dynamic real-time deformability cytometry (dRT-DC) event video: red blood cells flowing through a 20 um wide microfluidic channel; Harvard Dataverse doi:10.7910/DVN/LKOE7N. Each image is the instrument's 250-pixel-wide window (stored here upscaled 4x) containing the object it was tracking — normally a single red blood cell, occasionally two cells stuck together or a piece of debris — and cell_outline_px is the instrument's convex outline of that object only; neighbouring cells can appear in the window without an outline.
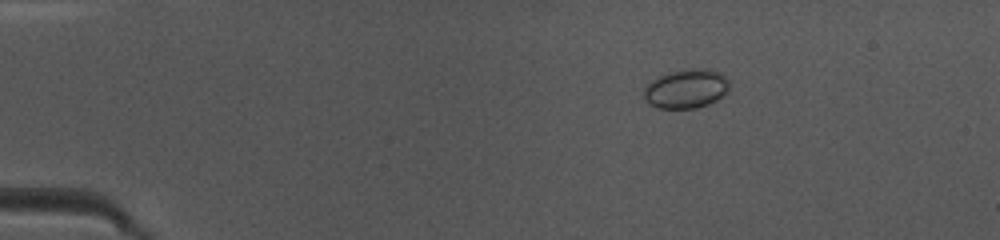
{"species": "common noctule bat (a hibernating species)", "species_latin": "Nyctalus noctula", "temperature_condition": "warm", "stored_images_in_passage": 49, "camera_frame_rate_fps": 3000, "um_per_image_px": 0.085, "animal": {"sex": "female", "body_mass_g": 10.0, "forearm_length_mm": 53.1}, "frame": {"image": 1, "passage_image": 9, "time_ms": 2.667, "image_size_px": [1000, 240], "cell_outline_px": [[728, 92], [716, 100], [708, 104], [696, 108], [660, 108], [648, 104], [644, 96], [644, 88], [652, 80], [660, 76], [672, 72], [688, 68], [704, 68], [720, 72], [728, 80]], "centroid_in_image_um": [58.34, 7.54], "position_along_channel_um": 26.7, "area_um2": 19.36}}
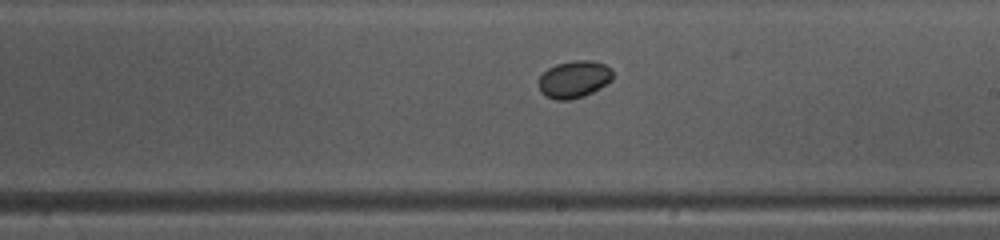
{"frame": {"image": 2, "passage_image": 29, "time_ms": 9.333, "image_size_px": [1000, 240], "cell_outline_px": [[612, 80], [600, 88], [584, 96], [568, 100], [556, 100], [544, 96], [540, 92], [540, 76], [548, 68], [556, 64], [572, 60], [592, 60], [604, 64], [612, 68]], "centroid_in_image_um": [48.81, 6.73], "position_along_channel_um": 240.2, "area_um2": 16.13}}
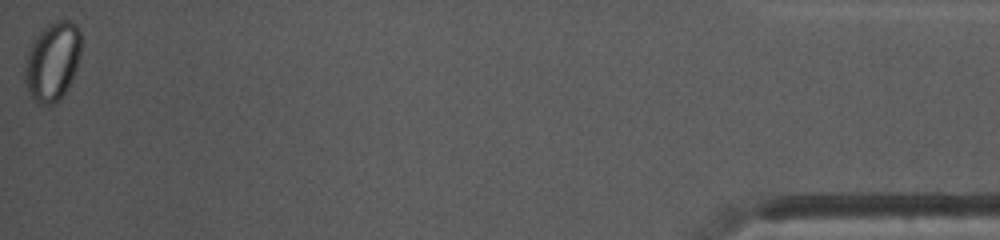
{"frame": {"image": 3, "passage_image": 49, "time_ms": 16.0, "image_size_px": [1000, 240], "cell_outline_px": [[80, 56], [76, 68], [68, 88], [60, 100], [52, 104], [40, 104], [32, 100], [24, 84], [24, 68], [28, 48], [36, 36], [48, 24], [56, 20], [68, 20], [76, 24], [80, 32]], "centroid_in_image_um": [4.44, 5.24], "position_along_channel_um": 430.8, "area_um2": 26.07}, "authors_computed_cell_mechanics": {"area_um2": 16.6464, "velocity_mm_per_s": 4.1521, "shape_relaxation_time_tau1_ms": 4.9536, "shape_relaxation_time_tau2_ms": null, "deformation_change_tau1": 0.0588, "deformation_change_tau2": null}}